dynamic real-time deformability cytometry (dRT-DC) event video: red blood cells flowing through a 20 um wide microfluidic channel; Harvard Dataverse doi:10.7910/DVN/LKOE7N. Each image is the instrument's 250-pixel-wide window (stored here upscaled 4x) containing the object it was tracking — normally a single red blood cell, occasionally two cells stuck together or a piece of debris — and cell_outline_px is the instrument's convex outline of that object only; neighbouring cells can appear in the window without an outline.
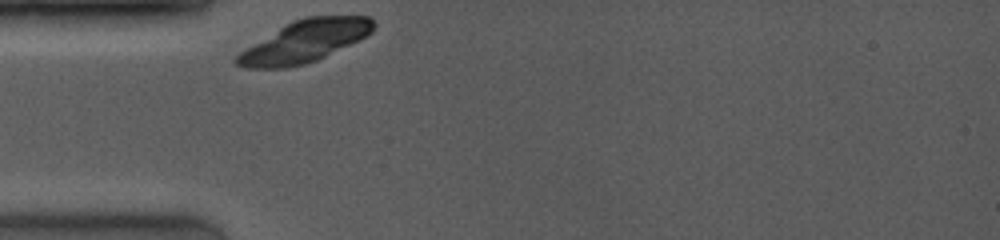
{"species": "common noctule bat (a hibernating species)", "species_latin": "Nyctalus noctula", "temperature_condition": "room temperature", "stored_images_in_passage": 1, "camera_frame_rate_fps": 4000, "um_per_image_px": 0.085, "animal": {"sex": "female", "body_mass_g": 19.0, "forearm_length_mm": 53.3}, "frame": {"image": 1, "passage_image": 1, "time_ms": 0.0, "image_size_px": [1000, 240], "cell_outline_px": [[376, 28], [368, 36], [360, 40], [316, 60], [304, 64], [284, 68], [244, 68], [236, 64], [232, 60], [240, 52], [284, 24], [292, 20], [304, 16], [368, 16], [376, 24]], "centroid_in_image_um": [25.91, 3.5], "position_along_channel_um": 59.1, "area_um2": 33.41}}